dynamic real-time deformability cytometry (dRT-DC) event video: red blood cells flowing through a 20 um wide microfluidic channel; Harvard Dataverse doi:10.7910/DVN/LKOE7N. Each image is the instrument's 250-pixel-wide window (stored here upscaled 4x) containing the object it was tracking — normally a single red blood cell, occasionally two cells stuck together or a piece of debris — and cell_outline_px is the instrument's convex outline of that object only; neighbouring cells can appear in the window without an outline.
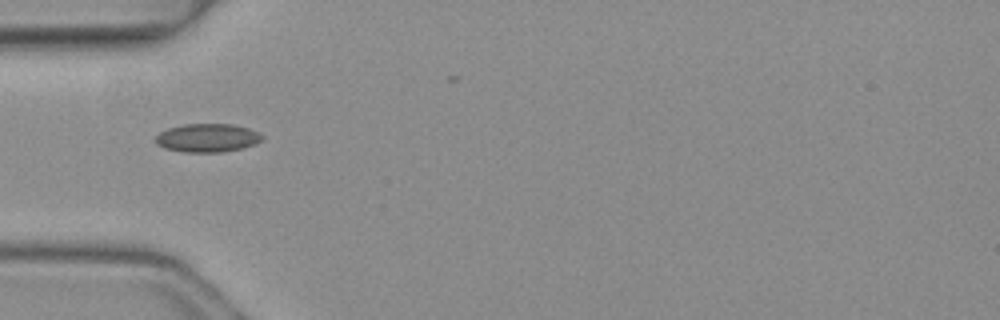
{"species": "common noctule bat (a hibernating species)", "species_latin": "Nyctalus noctula", "temperature_condition": "warm", "stored_images_in_passage": 1, "camera_frame_rate_fps": 3000, "um_per_image_px": 0.085, "animal": {"sex": "female", "body_mass_g": 19.3, "forearm_length_mm": 54.1}, "frame": {"image": 1, "passage_image": 1, "time_ms": 0.0, "image_size_px": [1000, 320], "cell_outline_px": [[264, 136], [256, 144], [240, 148], [220, 152], [184, 152], [164, 148], [156, 144], [156, 136], [160, 132], [168, 128], [184, 124], [232, 124], [248, 128]], "centroid_in_image_um": [17.6, 11.72], "position_along_channel_um": 67.4, "area_um2": 17.51}}